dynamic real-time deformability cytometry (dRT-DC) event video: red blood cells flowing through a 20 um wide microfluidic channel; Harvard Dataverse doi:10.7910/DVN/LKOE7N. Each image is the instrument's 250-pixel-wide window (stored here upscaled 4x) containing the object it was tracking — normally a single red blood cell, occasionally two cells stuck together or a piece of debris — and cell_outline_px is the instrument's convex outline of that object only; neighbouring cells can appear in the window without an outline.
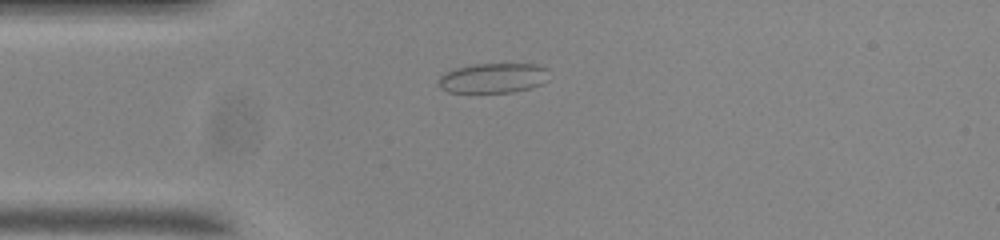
{"species": "common noctule bat (a hibernating species)", "species_latin": "Nyctalus noctula", "temperature_condition": "room temperature", "stored_images_in_passage": 42, "camera_frame_rate_fps": 3000, "um_per_image_px": 0.085, "animal": {"sex": "male", "body_mass_g": 20.0, "forearm_length_mm": 53.3}, "frame": {"image": 1, "passage_image": 1, "time_ms": 0.0, "image_size_px": [1000, 240], "cell_outline_px": [[548, 80], [540, 84], [528, 88], [512, 92], [448, 92], [440, 88], [440, 76], [444, 72], [456, 68], [476, 64], [536, 64], [548, 68]], "centroid_in_image_um": [41.94, 6.63], "position_along_channel_um": 43.1, "area_um2": 19.13}}
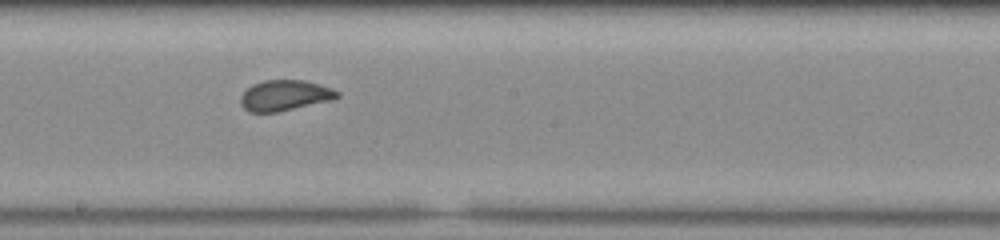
{"frame": {"image": 2, "passage_image": 17, "time_ms": 5.333, "image_size_px": [1000, 240], "cell_outline_px": [[340, 96], [332, 100], [276, 112], [248, 112], [240, 104], [240, 96], [252, 84], [264, 80], [304, 80], [320, 84], [332, 88], [340, 92]], "centroid_in_image_um": [24.21, 8.1], "position_along_channel_um": 224.0, "area_um2": 17.28}}
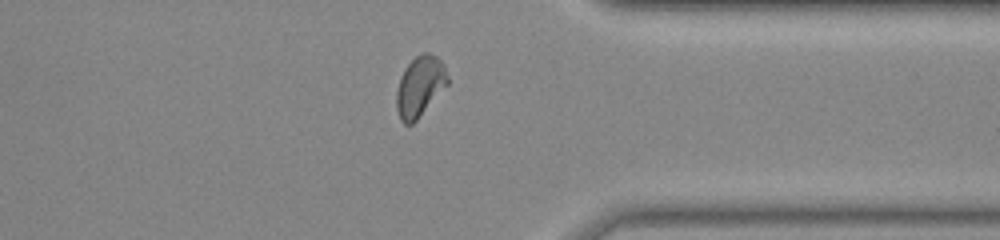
{"frame": {"image": 3, "passage_image": 30, "time_ms": 9.667, "image_size_px": [1000, 240], "cell_outline_px": [[448, 84], [416, 120], [412, 124], [404, 124], [400, 120], [396, 108], [396, 92], [400, 76], [404, 68], [420, 52], [428, 52], [436, 56], [444, 64], [448, 76]], "centroid_in_image_um": [35.68, 7.32], "position_along_channel_um": 375.7, "area_um2": 18.03}}